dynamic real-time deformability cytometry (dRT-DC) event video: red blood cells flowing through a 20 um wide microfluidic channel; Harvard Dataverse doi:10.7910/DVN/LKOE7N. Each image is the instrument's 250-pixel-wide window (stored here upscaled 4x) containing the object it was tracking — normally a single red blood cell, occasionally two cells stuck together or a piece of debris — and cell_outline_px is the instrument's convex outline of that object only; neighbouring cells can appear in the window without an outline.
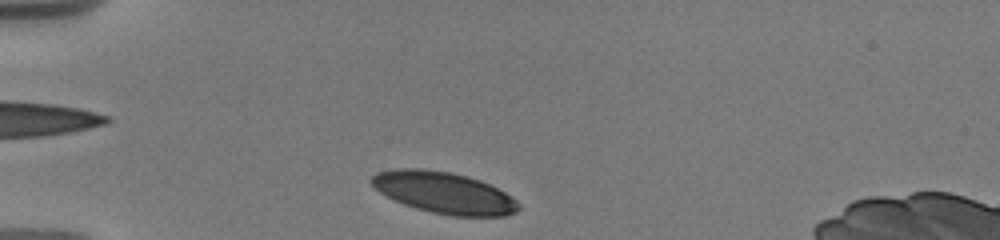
{"species": "human", "species_latin": "Homo sapiens", "temperature_condition": "warm", "stored_images_in_passage": 11, "segment_of_instrument_passage": [2, 2], "camera_frame_rate_fps": 3000, "um_per_image_px": 0.085, "donor": {"sex": "male"}, "frame": {"image": 1, "passage_image": 11, "time_ms": 6.667, "image_size_px": [1000, 240], "cell_outline_px": [[520, 208], [516, 212], [504, 216], [452, 216], [432, 212], [416, 208], [404, 204], [380, 192], [368, 180], [376, 172], [396, 168], [424, 168], [448, 172], [468, 176], [480, 180], [512, 196], [520, 204]], "centroid_in_image_um": [37.74, 16.37], "position_along_channel_um": 47.3, "area_um2": 35.49}}